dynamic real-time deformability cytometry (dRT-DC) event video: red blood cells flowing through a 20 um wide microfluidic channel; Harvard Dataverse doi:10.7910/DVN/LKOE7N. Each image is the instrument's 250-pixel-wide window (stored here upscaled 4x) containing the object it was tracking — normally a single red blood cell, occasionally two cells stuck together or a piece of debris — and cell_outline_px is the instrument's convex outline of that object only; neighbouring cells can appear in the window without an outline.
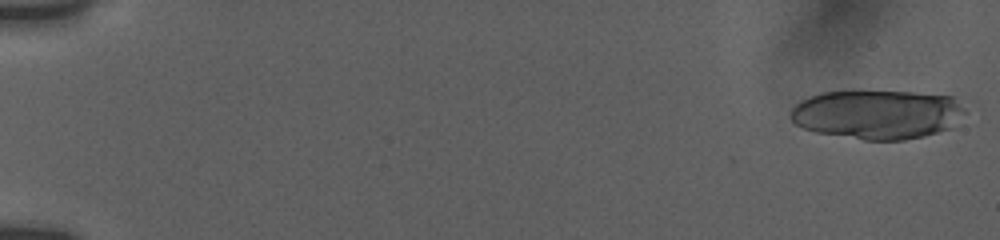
{"species": "human", "species_latin": "Homo sapiens", "temperature_condition": "room temperature", "stored_images_in_passage": 21, "camera_frame_rate_fps": 3000, "um_per_image_px": 0.085, "donor": {"sex": "female"}, "frame": {"image": 1, "passage_image": 1, "time_ms": 0.0, "image_size_px": [1000, 240], "cell_outline_px": [[968, 112], [952, 128], [924, 136], [904, 140], [864, 140], [816, 132], [804, 128], [796, 124], [792, 120], [792, 108], [796, 104], [820, 92], [912, 92], [952, 96], [968, 104]], "centroid_in_image_um": [74.71, 9.73], "position_along_channel_um": 10.3, "area_um2": 50.29}}
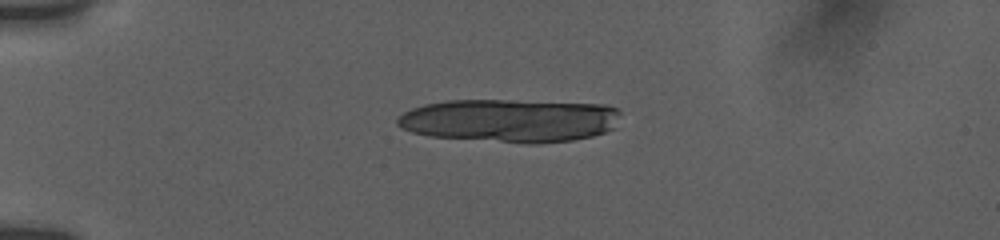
{"frame": {"image": 2, "passage_image": 14, "time_ms": 4.333, "image_size_px": [1000, 240], "cell_outline_px": [[620, 112], [616, 128], [592, 136], [572, 140], [536, 144], [524, 144], [428, 136], [412, 132], [396, 124], [396, 120], [404, 112], [412, 108], [424, 104], [448, 100], [508, 100], [604, 104], [616, 108]], "centroid_in_image_um": [43.35, 10.25], "position_along_channel_um": 41.6, "area_um2": 56.7}}